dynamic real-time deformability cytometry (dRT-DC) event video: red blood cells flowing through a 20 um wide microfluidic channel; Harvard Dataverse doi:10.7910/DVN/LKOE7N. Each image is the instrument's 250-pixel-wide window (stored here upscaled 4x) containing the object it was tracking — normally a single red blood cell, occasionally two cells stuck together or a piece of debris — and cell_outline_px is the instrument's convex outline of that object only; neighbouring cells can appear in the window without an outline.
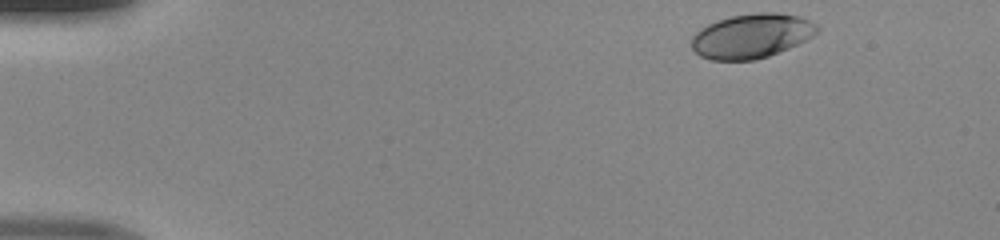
{"species": "human", "species_latin": "Homo sapiens", "temperature_condition": "room temperature", "stored_images_in_passage": 44, "camera_frame_rate_fps": 3000, "um_per_image_px": 0.085, "donor": {"sex": "male"}, "frame": {"image": 1, "passage_image": 1, "time_ms": 0.0, "image_size_px": [1000, 240], "cell_outline_px": [[820, 28], [812, 36], [788, 48], [768, 56], [756, 60], [712, 60], [700, 56], [692, 48], [692, 36], [700, 28], [716, 20], [732, 16], [756, 12], [776, 12], [800, 16], [816, 24]], "centroid_in_image_um": [63.86, 3.05], "position_along_channel_um": 21.1, "area_um2": 32.43}}
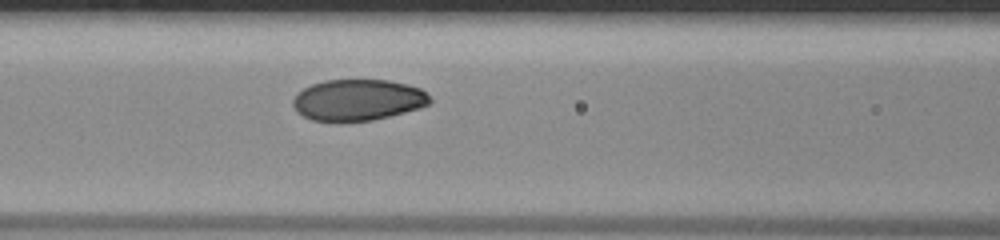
{"frame": {"image": 2, "passage_image": 17, "time_ms": 5.333, "image_size_px": [1000, 240], "cell_outline_px": [[432, 100], [428, 104], [420, 108], [372, 120], [340, 124], [312, 120], [296, 112], [292, 104], [292, 100], [304, 88], [312, 84], [324, 80], [388, 80], [420, 88]], "centroid_in_image_um": [30.37, 8.53], "position_along_channel_um": 136.2, "area_um2": 33.23}}
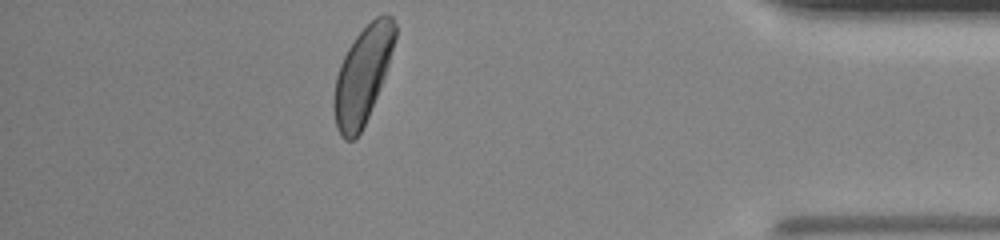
{"frame": {"image": 3, "passage_image": 39, "time_ms": 12.667, "image_size_px": [1000, 240], "cell_outline_px": [[396, 36], [388, 64], [380, 88], [368, 116], [356, 140], [344, 140], [340, 136], [336, 128], [332, 108], [332, 100], [336, 76], [340, 64], [348, 48], [356, 36], [376, 16], [392, 16], [396, 24]], "centroid_in_image_um": [30.78, 6.44], "position_along_channel_um": 404.4, "area_um2": 34.16}}